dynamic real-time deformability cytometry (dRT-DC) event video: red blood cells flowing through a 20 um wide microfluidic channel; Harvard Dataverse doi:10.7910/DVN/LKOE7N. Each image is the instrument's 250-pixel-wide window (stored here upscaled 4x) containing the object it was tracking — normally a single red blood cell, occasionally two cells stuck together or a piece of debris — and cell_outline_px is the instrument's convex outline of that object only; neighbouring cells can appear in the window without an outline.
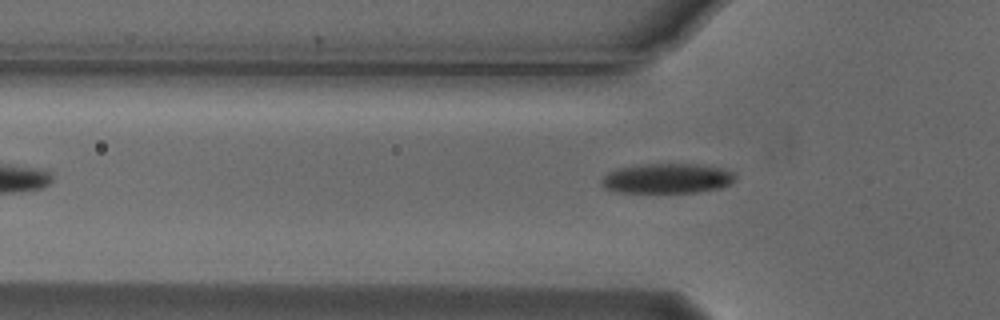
{"species": "Egyptian fruit bat (a non-hibernating species)", "species_latin": "Rousettus aegyptiacus", "temperature_condition": "cold", "stored_images_in_passage": 2, "camera_frame_rate_fps": 3000, "um_per_image_px": 0.085, "animal": {"sex": "male"}, "frame": {"image": 1, "passage_image": 2, "time_ms": 0.333, "image_size_px": [1000, 320], "cell_outline_px": [[736, 180], [720, 188], [696, 192], [616, 192], [604, 188], [600, 184], [604, 176], [608, 172], [616, 168], [636, 164], [700, 164], [724, 168], [732, 172], [736, 176]], "centroid_in_image_um": [56.69, 15.15], "position_along_channel_um": 69.1, "area_um2": 23.52}}